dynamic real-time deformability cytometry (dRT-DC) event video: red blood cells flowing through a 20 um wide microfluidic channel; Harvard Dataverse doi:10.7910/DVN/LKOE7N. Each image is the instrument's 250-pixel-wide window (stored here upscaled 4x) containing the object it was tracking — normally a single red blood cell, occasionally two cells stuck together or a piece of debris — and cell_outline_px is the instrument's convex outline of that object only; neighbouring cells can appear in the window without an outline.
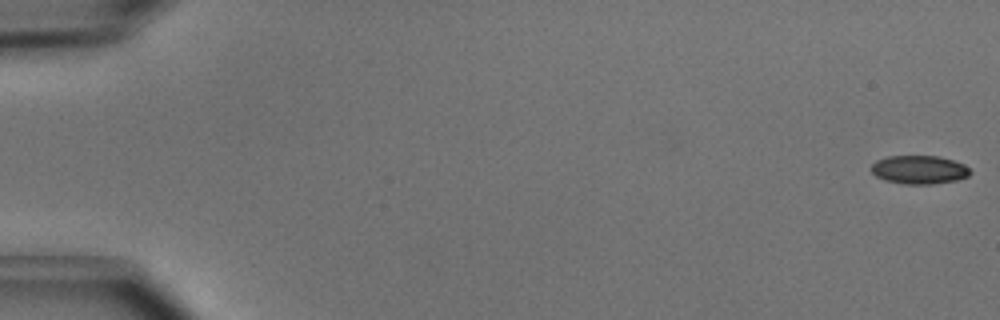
{"species": "common noctule bat (a hibernating species)", "species_latin": "Nyctalus noctula", "temperature_condition": "cold", "stored_images_in_passage": 5, "camera_frame_rate_fps": 3000, "um_per_image_px": 0.085, "animal": {"sex": "male", "body_mass_g": 15.6}, "frame": {"image": 1, "passage_image": 1, "time_ms": 0.0, "image_size_px": [1000, 320], "cell_outline_px": [[972, 172], [968, 176], [956, 180], [932, 184], [904, 184], [884, 180], [876, 176], [872, 172], [872, 164], [876, 160], [888, 156], [936, 156], [952, 160], [964, 164]], "centroid_in_image_um": [78.12, 14.43], "position_along_channel_um": 6.9, "area_um2": 16.36}}
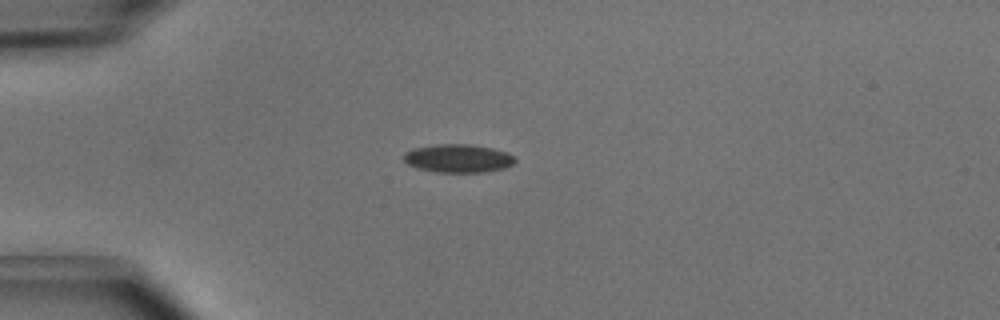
{"frame": {"image": 2, "passage_image": 4, "time_ms": 1.0, "image_size_px": [1000, 320], "cell_outline_px": [[516, 160], [512, 164], [504, 168], [488, 172], [436, 172], [416, 168], [408, 164], [404, 160], [404, 152], [412, 148], [436, 144], [468, 144], [492, 148], [516, 156]], "centroid_in_image_um": [38.92, 13.46], "position_along_channel_um": 46.1, "area_um2": 18.44}}
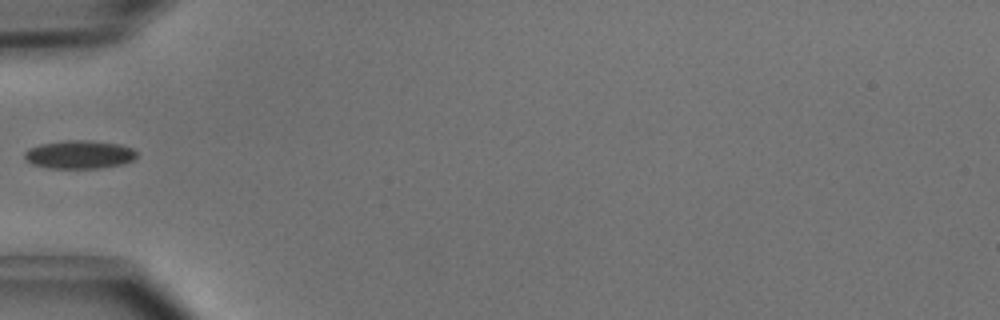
{"frame": {"image": 3, "passage_image": 5, "time_ms": 1.333, "image_size_px": [1000, 320], "cell_outline_px": [[136, 156], [132, 160], [124, 164], [100, 168], [48, 168], [32, 164], [24, 156], [24, 152], [28, 148], [40, 144], [64, 140], [88, 140], [120, 144], [132, 148], [136, 152]], "centroid_in_image_um": [6.74, 13.13], "position_along_channel_um": 78.3, "area_um2": 18.55}}